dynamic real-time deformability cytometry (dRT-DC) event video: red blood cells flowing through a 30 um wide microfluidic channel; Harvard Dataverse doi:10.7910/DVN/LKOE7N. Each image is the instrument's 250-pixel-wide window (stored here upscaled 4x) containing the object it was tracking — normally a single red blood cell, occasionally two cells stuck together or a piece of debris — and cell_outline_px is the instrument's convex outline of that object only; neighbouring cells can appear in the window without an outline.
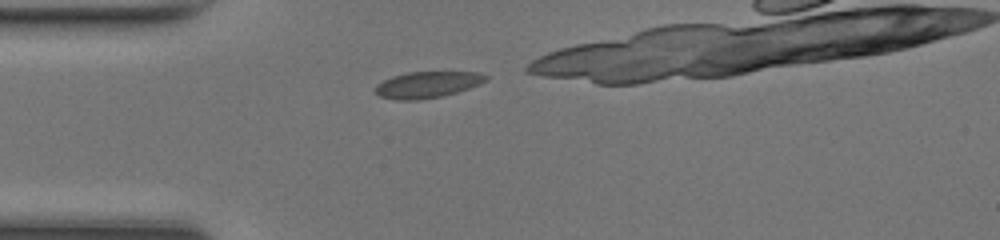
{"species": "common noctule bat (a hibernating species)", "species_latin": "Nyctalus noctula", "temperature_condition": "room temperature", "stored_images_in_passage": 9, "camera_frame_rate_fps": 3000, "um_per_image_px": 0.085, "animal": {"sex": "female", "body_mass_g": 17.0, "forearm_length_mm": 48.0}, "frame": {"image": 1, "passage_image": 1, "time_ms": 0.0, "image_size_px": [1000, 240], "cell_outline_px": [[488, 80], [480, 84], [456, 92], [440, 96], [420, 100], [396, 100], [380, 96], [376, 92], [376, 84], [392, 76], [408, 72], [476, 72], [488, 76]], "centroid_in_image_um": [36.32, 7.19], "position_along_channel_um": 48.7, "area_um2": 16.82}}
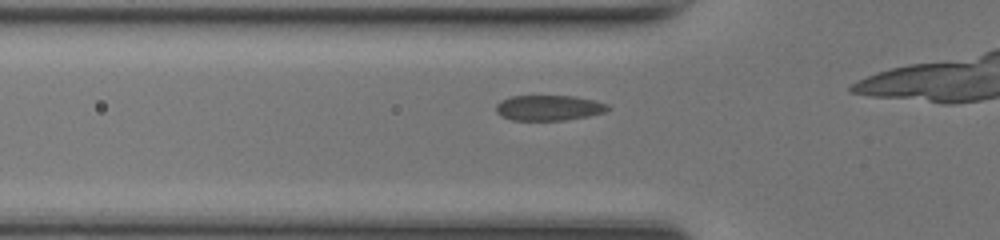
{"frame": {"image": 2, "passage_image": 4, "time_ms": 1.0, "image_size_px": [1000, 240], "cell_outline_px": [[612, 108], [604, 112], [588, 116], [564, 120], [512, 120], [500, 116], [496, 112], [496, 104], [500, 100], [512, 96], [572, 96], [596, 100], [608, 104]], "centroid_in_image_um": [46.65, 9.16], "position_along_channel_um": 79.2, "area_um2": 16.65}}
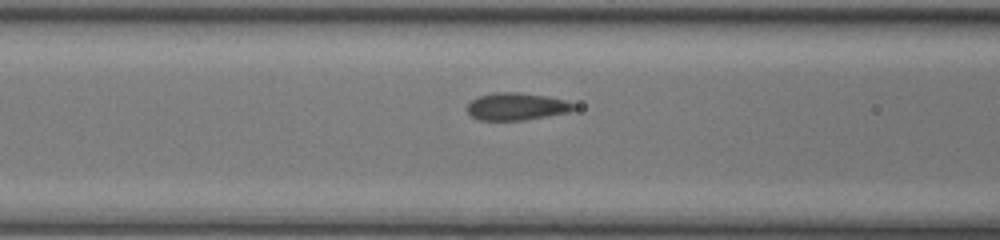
{"frame": {"image": 3, "passage_image": 7, "time_ms": 2.0, "image_size_px": [1000, 240], "cell_outline_px": [[576, 108], [568, 112], [548, 116], [524, 120], [480, 120], [472, 116], [468, 112], [468, 104], [476, 96], [492, 92], [520, 92], [548, 96], [564, 100], [576, 104]], "centroid_in_image_um": [43.91, 9.04], "position_along_channel_um": 122.7, "area_um2": 17.11}}